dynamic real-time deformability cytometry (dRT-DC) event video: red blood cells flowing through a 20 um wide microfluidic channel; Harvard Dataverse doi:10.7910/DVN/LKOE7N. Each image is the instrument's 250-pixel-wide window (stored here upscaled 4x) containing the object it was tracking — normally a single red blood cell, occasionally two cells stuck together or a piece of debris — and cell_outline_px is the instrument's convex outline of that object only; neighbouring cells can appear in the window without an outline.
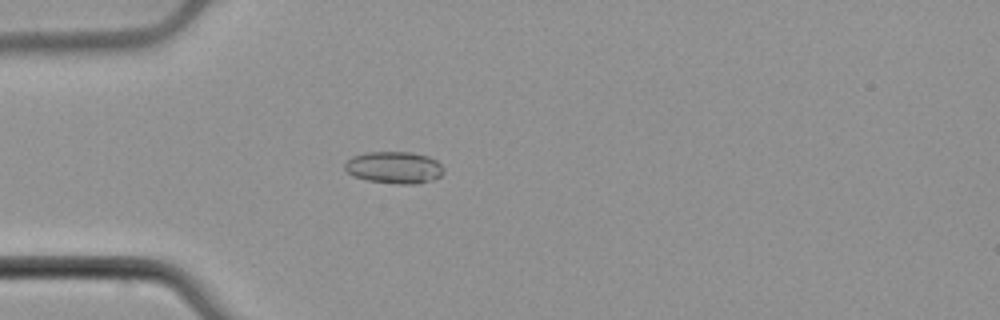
{"species": "common noctule bat (a hibernating species)", "species_latin": "Nyctalus noctula", "temperature_condition": "cold", "stored_images_in_passage": 52, "camera_frame_rate_fps": 3000, "um_per_image_px": 0.085, "animal": {"sex": "male", "body_mass_g": 21.5, "forearm_length_mm": 52.0}, "frame": {"image": 1, "passage_image": 13, "time_ms": 4.0, "image_size_px": [1000, 320], "cell_outline_px": [[444, 172], [440, 176], [432, 180], [416, 184], [396, 184], [368, 180], [352, 176], [344, 168], [344, 164], [352, 156], [368, 152], [412, 152], [428, 156], [436, 160], [444, 168]], "centroid_in_image_um": [33.51, 14.24], "position_along_channel_um": 51.5, "area_um2": 18.5}}
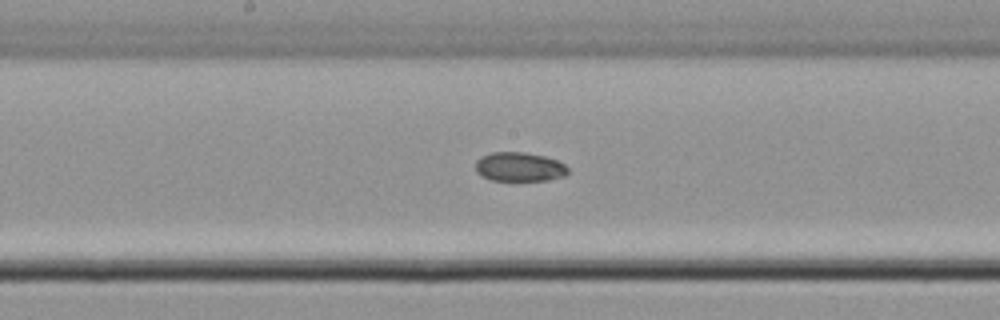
{"frame": {"image": 2, "passage_image": 26, "time_ms": 8.333, "image_size_px": [1000, 320], "cell_outline_px": [[568, 172], [564, 176], [548, 180], [492, 180], [476, 172], [476, 160], [480, 156], [492, 152], [524, 152], [544, 156], [556, 160], [564, 164], [568, 168]], "centroid_in_image_um": [44.14, 14.17], "position_along_channel_um": 204.1, "area_um2": 15.61}}
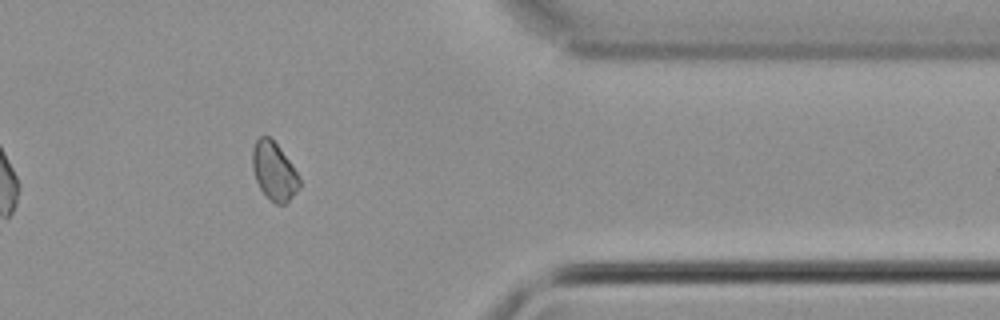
{"frame": {"image": 3, "passage_image": 42, "time_ms": 13.667, "image_size_px": [1000, 320], "cell_outline_px": [[300, 188], [284, 204], [276, 204], [260, 188], [256, 180], [252, 168], [252, 148], [256, 140], [260, 136], [268, 136], [280, 148], [296, 172], [300, 180]], "centroid_in_image_um": [23.27, 14.54], "position_along_channel_um": 388.1, "area_um2": 15.55}}